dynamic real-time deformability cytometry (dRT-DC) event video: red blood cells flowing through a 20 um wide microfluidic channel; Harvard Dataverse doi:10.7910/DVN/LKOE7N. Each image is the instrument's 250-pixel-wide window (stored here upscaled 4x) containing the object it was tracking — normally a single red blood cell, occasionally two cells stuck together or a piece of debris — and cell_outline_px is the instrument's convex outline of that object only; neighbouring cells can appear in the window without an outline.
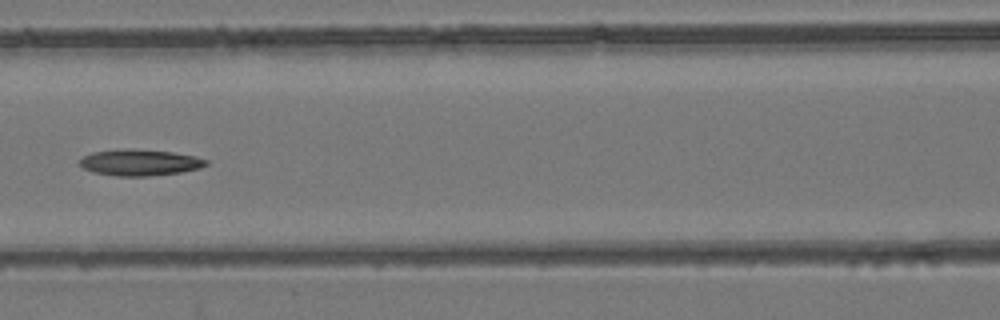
{"species": "common noctule bat (a hibernating species)", "species_latin": "Nyctalus noctula", "temperature_condition": "room temperature", "stored_images_in_passage": 7, "camera_frame_rate_fps": 3000, "um_per_image_px": 0.085, "animal": {"sex": "female", "body_mass_g": 24.6, "forearm_length_mm": 56.2}, "frame": {"image": 1, "passage_image": 7, "time_ms": 8.0, "image_size_px": [1000, 320], "cell_outline_px": [[208, 164], [200, 168], [180, 172], [148, 176], [116, 176], [92, 172], [84, 168], [80, 164], [80, 160], [84, 156], [92, 152], [120, 148], [132, 148], [172, 152], [196, 156], [208, 160]], "centroid_in_image_um": [11.88, 13.8], "position_along_channel_um": 154.7, "area_um2": 19.48}}